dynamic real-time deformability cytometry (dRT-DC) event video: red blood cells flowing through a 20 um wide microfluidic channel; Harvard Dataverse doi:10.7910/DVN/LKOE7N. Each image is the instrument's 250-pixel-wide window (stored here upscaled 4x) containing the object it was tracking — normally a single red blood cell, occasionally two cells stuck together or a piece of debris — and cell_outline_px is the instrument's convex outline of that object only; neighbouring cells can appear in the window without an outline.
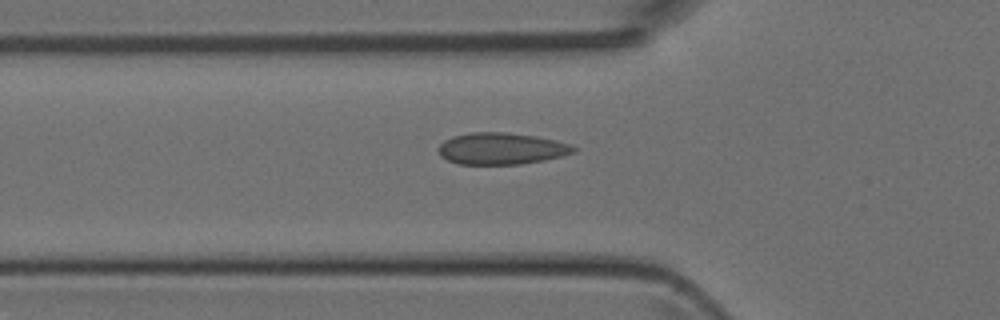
{"species": "Egyptian fruit bat (a non-hibernating species)", "species_latin": "Rousettus aegyptiacus", "temperature_condition": "room temperature", "stored_images_in_passage": 37, "camera_frame_rate_fps": 3000, "um_per_image_px": 0.085, "animal": {"sex": "female"}, "frame": {"image": 1, "passage_image": 8, "time_ms": 2.333, "image_size_px": [1000, 320], "cell_outline_px": [[576, 152], [544, 160], [520, 164], [456, 164], [440, 156], [436, 148], [444, 140], [452, 136], [472, 132], [504, 132], [536, 136], [556, 140], [572, 144], [576, 148]], "centroid_in_image_um": [42.59, 12.63], "position_along_channel_um": 83.2, "area_um2": 25.14}}
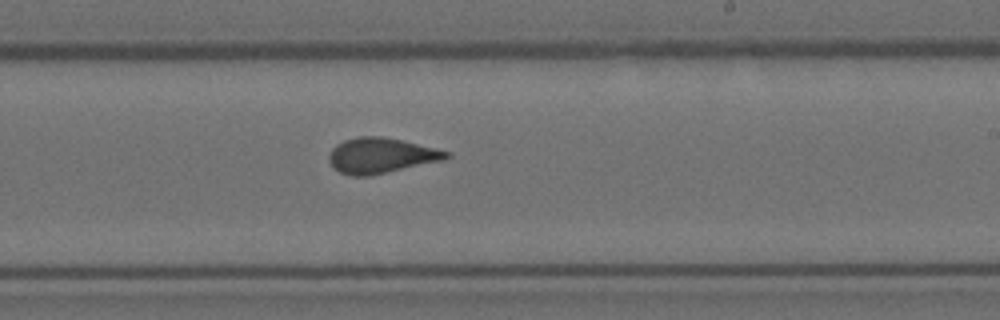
{"frame": {"image": 2, "passage_image": 20, "time_ms": 6.333, "image_size_px": [1000, 320], "cell_outline_px": [[452, 156], [444, 160], [388, 172], [368, 176], [352, 176], [340, 172], [328, 160], [328, 156], [332, 148], [336, 144], [344, 140], [360, 136], [380, 136], [400, 140], [452, 152]], "centroid_in_image_um": [32.4, 13.22], "position_along_channel_um": 256.6, "area_um2": 24.04}}
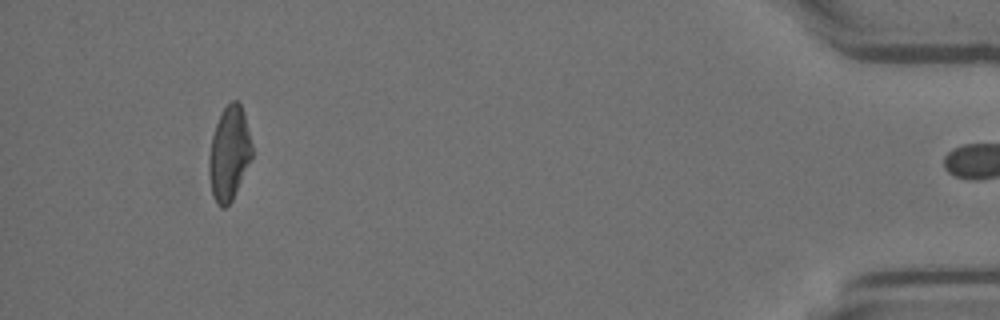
{"frame": {"image": 3, "passage_image": 36, "time_ms": 11.667, "image_size_px": [1000, 320], "cell_outline_px": [[252, 156], [232, 200], [224, 208], [220, 208], [216, 204], [212, 196], [208, 176], [208, 156], [212, 136], [216, 124], [224, 108], [232, 100], [236, 100], [240, 104], [244, 116], [252, 144]], "centroid_in_image_um": [19.44, 13.09], "position_along_channel_um": 415.8, "area_um2": 23.41}}